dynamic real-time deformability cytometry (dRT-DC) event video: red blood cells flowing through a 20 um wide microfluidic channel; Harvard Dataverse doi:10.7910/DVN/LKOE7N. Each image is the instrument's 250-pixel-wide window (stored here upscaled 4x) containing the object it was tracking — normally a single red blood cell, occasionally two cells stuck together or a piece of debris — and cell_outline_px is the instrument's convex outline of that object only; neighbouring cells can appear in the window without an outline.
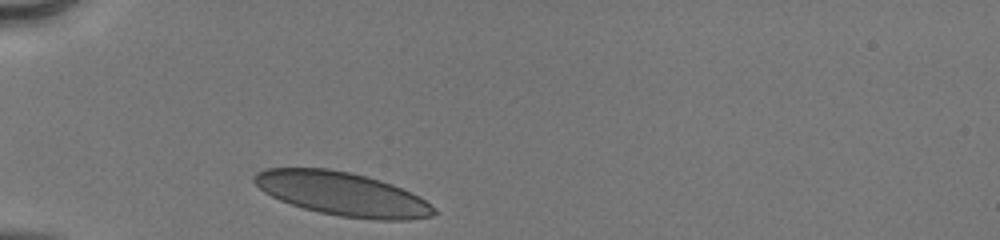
{"species": "human", "species_latin": "Homo sapiens", "temperature_condition": "cold", "stored_images_in_passage": 27, "camera_frame_rate_fps": 3000, "um_per_image_px": 0.085, "donor": {"sex": "male"}, "frame": {"image": 1, "passage_image": 1, "time_ms": 0.0, "image_size_px": [1000, 240], "cell_outline_px": [[436, 212], [432, 216], [408, 220], [376, 220], [340, 216], [320, 212], [304, 208], [280, 200], [264, 192], [252, 180], [252, 176], [256, 172], [264, 168], [328, 168], [352, 172], [380, 180], [392, 184], [412, 192], [420, 196], [432, 204], [436, 208]], "centroid_in_image_um": [29.12, 16.47], "position_along_channel_um": 55.9, "area_um2": 45.84}}
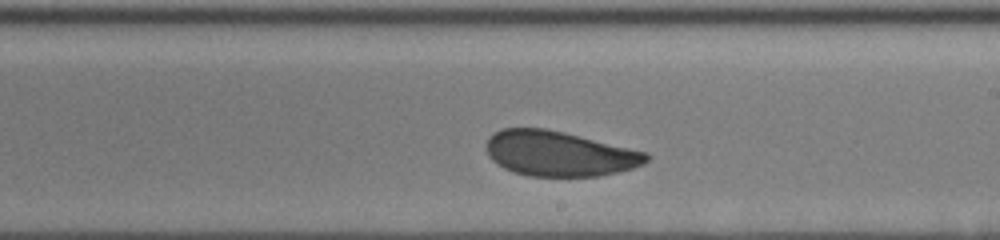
{"frame": {"image": 2, "passage_image": 16, "time_ms": 5.0, "image_size_px": [1000, 240], "cell_outline_px": [[648, 160], [644, 164], [632, 168], [600, 176], [528, 176], [512, 172], [496, 164], [488, 156], [488, 136], [492, 132], [500, 128], [544, 128], [564, 132], [648, 152]], "centroid_in_image_um": [47.51, 13.05], "position_along_channel_um": 241.5, "area_um2": 42.14}}
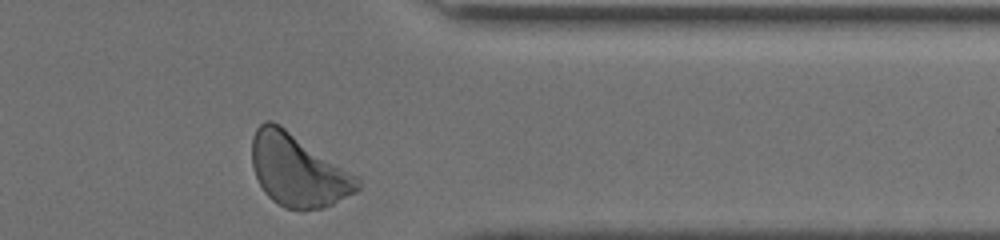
{"frame": {"image": 3, "passage_image": 27, "time_ms": 8.667, "image_size_px": [1000, 240], "cell_outline_px": [[360, 188], [356, 192], [332, 204], [320, 208], [284, 208], [272, 200], [264, 192], [256, 176], [252, 164], [252, 136], [256, 128], [264, 120], [272, 120], [280, 124], [360, 176]], "centroid_in_image_um": [25.34, 14.44], "position_along_channel_um": 386.1, "area_um2": 44.68}, "authors_computed_cell_mechanics": {"area_um2": 43.35, "velocity_mm_per_s": 4.0815, "shape_relaxation_time_tau1_ms": 3.4246, "shape_relaxation_time_tau2_ms": 0.7815, "deformation_change_tau1": 0.0775, "deformation_change_tau2": 0.038}}